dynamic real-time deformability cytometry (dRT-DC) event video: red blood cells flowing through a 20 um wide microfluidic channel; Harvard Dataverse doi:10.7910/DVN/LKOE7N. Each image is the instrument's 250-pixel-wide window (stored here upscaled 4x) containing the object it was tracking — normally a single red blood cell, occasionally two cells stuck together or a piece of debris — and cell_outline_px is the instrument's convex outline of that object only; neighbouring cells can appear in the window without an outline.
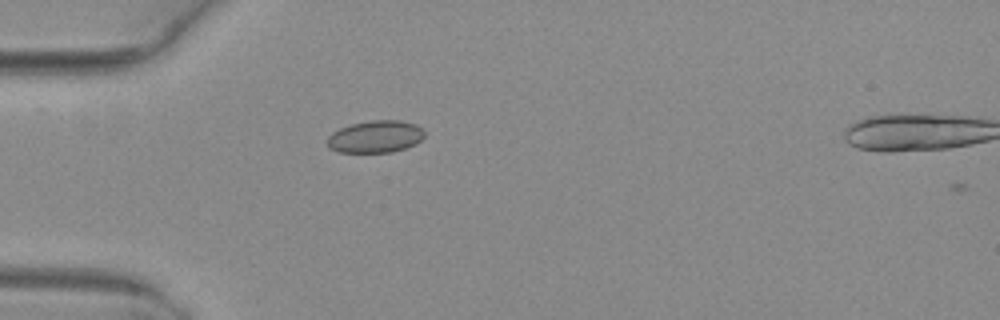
{"species": "common noctule bat (a hibernating species)", "species_latin": "Nyctalus noctula", "temperature_condition": "warm", "stored_images_in_passage": 5, "camera_frame_rate_fps": 3000, "um_per_image_px": 0.085, "animal": {"sex": "female", "body_mass_g": 29.2, "forearm_length_mm": 56.3}, "frame": {"image": 1, "passage_image": 4, "time_ms": 1.0, "image_size_px": [1000, 320], "cell_outline_px": [[424, 136], [416, 144], [392, 152], [340, 152], [328, 148], [328, 136], [332, 132], [340, 128], [352, 124], [372, 120], [400, 120], [416, 124], [424, 128]], "centroid_in_image_um": [31.93, 11.61], "position_along_channel_um": 53.1, "area_um2": 18.26}}